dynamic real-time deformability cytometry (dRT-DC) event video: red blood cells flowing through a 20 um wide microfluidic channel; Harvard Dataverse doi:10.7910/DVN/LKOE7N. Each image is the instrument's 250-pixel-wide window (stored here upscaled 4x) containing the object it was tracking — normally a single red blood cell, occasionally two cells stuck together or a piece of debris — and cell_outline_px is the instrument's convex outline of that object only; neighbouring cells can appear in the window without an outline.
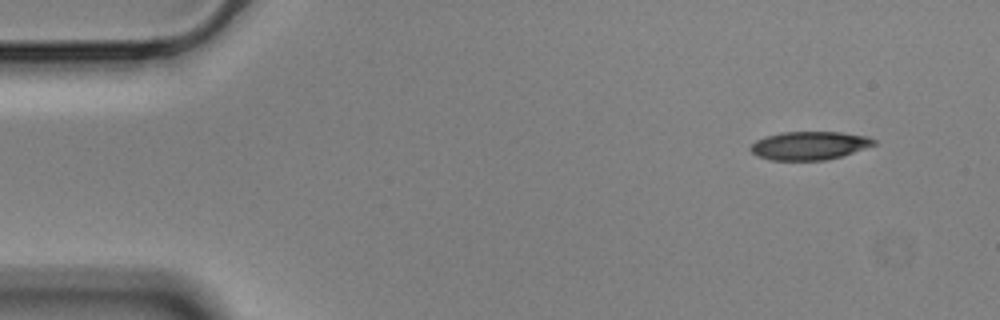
{"species": "Egyptian fruit bat (a non-hibernating species)", "species_latin": "Rousettus aegyptiacus", "temperature_condition": "cold", "stored_images_in_passage": 52, "camera_frame_rate_fps": 3000, "um_per_image_px": 0.085, "animal": {"sex": "male"}, "frame": {"image": 1, "passage_image": 1, "time_ms": 0.0, "image_size_px": [1000, 320], "cell_outline_px": [[876, 144], [840, 156], [824, 160], [772, 160], [756, 156], [748, 148], [756, 140], [764, 136], [780, 132], [840, 132], [868, 136], [876, 140]], "centroid_in_image_um": [68.75, 12.36], "position_along_channel_um": 16.2, "area_um2": 20.35}}
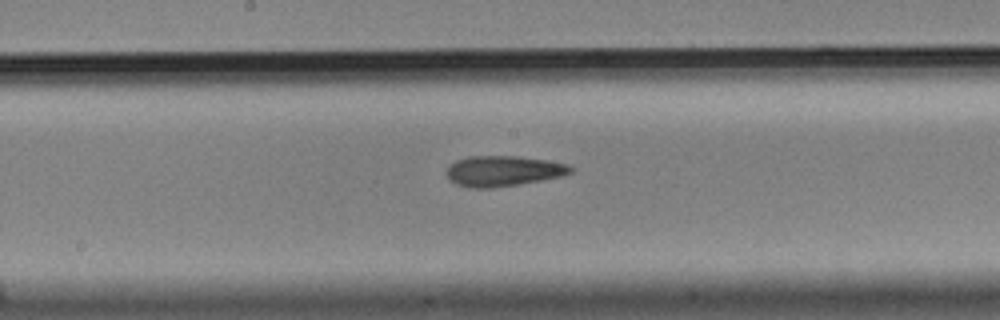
{"frame": {"image": 2, "passage_image": 25, "time_ms": 8.0, "image_size_px": [1000, 320], "cell_outline_px": [[576, 168], [572, 172], [560, 176], [540, 180], [492, 188], [468, 188], [456, 184], [448, 180], [444, 172], [456, 160], [468, 156], [520, 156], [548, 160], [568, 164]], "centroid_in_image_um": [42.75, 14.53], "position_along_channel_um": 205.5, "area_um2": 22.2}}
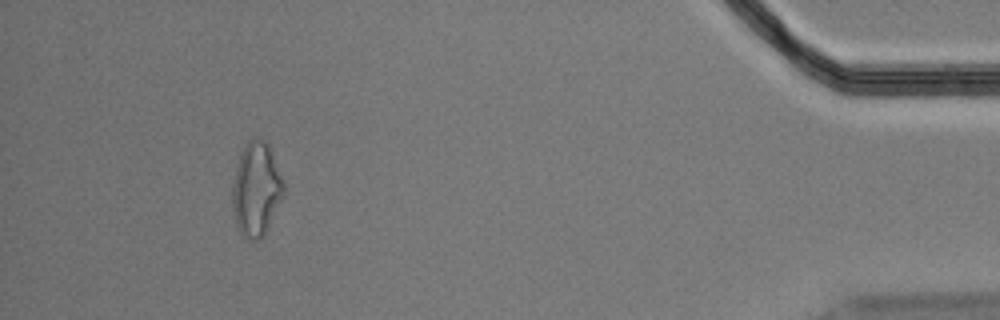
{"frame": {"image": 3, "passage_image": 48, "time_ms": 15.667, "image_size_px": [1000, 320], "cell_outline_px": [[284, 196], [264, 232], [256, 240], [252, 240], [244, 236], [240, 232], [236, 224], [232, 208], [232, 184], [240, 152], [248, 140], [256, 136], [264, 140], [268, 144], [284, 180]], "centroid_in_image_um": [21.77, 16.02], "position_along_channel_um": 413.4, "area_um2": 27.92}, "authors_computed_cell_mechanics": {"area_um2": 21.675, "velocity_mm_per_s": 3.5455, "shape_relaxation_time_tau1_ms": null, "shape_relaxation_time_tau2_ms": 2.3877, "deformation_change_tau1": null, "deformation_change_tau2": 0.1136}}